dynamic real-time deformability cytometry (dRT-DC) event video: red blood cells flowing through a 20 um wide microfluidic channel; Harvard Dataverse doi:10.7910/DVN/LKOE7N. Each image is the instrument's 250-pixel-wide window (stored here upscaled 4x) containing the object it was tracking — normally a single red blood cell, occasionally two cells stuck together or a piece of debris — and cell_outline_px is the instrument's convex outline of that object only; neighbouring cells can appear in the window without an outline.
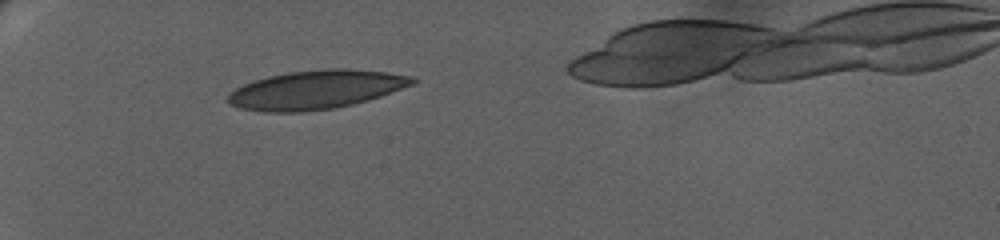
{"species": "human", "species_latin": "Homo sapiens", "temperature_condition": "warm", "stored_images_in_passage": 82, "camera_frame_rate_fps": 3000, "um_per_image_px": 0.085, "donor": {"sex": "female"}, "frame": {"image": 1, "passage_image": 1, "time_ms": 0.0, "image_size_px": [1000, 240], "cell_outline_px": [[420, 80], [416, 84], [380, 96], [352, 104], [332, 108], [300, 112], [268, 112], [240, 108], [228, 104], [228, 96], [236, 88], [252, 80], [268, 76], [288, 72], [328, 68], [344, 68], [384, 72], [412, 76]], "centroid_in_image_um": [26.88, 7.61], "position_along_channel_um": 58.1, "area_um2": 41.56}}
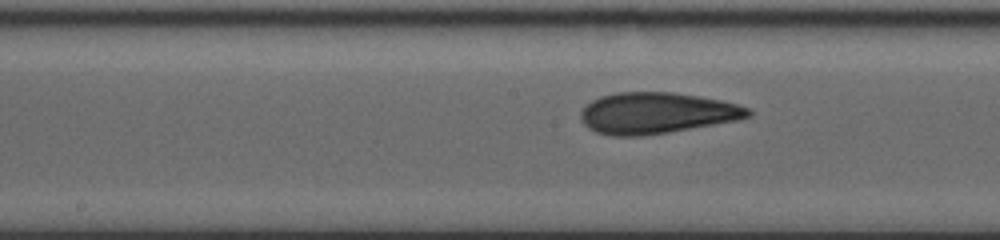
{"frame": {"image": 2, "passage_image": 27, "time_ms": 5.0, "image_size_px": [1000, 240], "cell_outline_px": [[752, 116], [740, 120], [644, 136], [612, 136], [596, 132], [588, 128], [580, 120], [580, 112], [592, 100], [600, 96], [616, 92], [672, 92], [720, 100], [736, 104], [748, 108], [752, 112]], "centroid_in_image_um": [55.8, 9.62], "position_along_channel_um": 192.4, "area_um2": 40.23}}
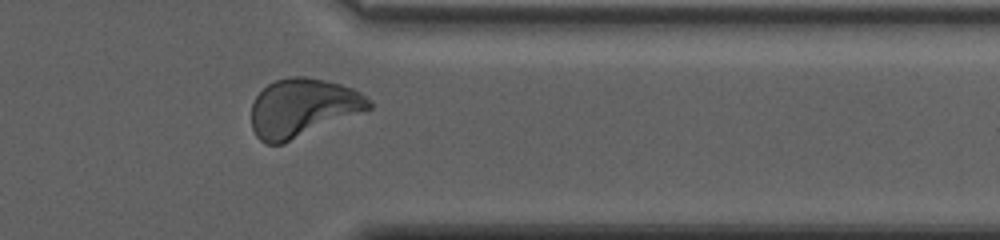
{"frame": {"image": 3, "passage_image": 60, "time_ms": 11.0, "image_size_px": [1000, 240], "cell_outline_px": [[372, 108], [284, 144], [264, 144], [256, 136], [252, 128], [252, 104], [256, 96], [268, 84], [276, 80], [292, 76], [304, 76], [324, 80], [340, 84], [352, 88], [360, 92], [372, 100]], "centroid_in_image_um": [25.73, 9.17], "position_along_channel_um": 385.7, "area_um2": 40.06}}